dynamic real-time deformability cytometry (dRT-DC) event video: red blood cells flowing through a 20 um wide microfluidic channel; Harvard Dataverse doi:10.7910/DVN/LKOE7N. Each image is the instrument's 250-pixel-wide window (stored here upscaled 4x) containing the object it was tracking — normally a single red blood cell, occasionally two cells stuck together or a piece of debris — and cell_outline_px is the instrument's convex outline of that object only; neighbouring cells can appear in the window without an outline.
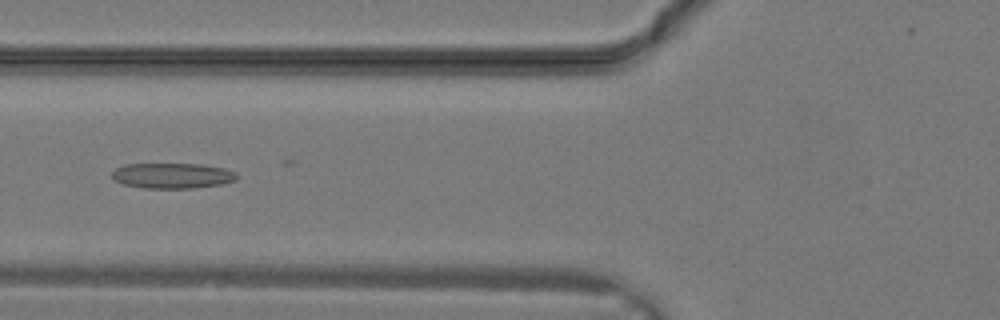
{"species": "common noctule bat (a hibernating species)", "species_latin": "Nyctalus noctula", "temperature_condition": "warm", "stored_images_in_passage": 22, "camera_frame_rate_fps": 3000, "um_per_image_px": 0.085, "animal": {"sex": "male", "body_mass_g": 19.2, "forearm_length_mm": 51.8}, "frame": {"image": 1, "passage_image": 13, "time_ms": 4.0, "image_size_px": [1000, 320], "cell_outline_px": [[236, 180], [220, 184], [196, 188], [144, 188], [124, 184], [116, 180], [112, 176], [112, 172], [116, 168], [124, 164], [204, 164], [224, 168], [236, 172]], "centroid_in_image_um": [14.66, 14.93], "position_along_channel_um": 111.1, "area_um2": 18.44}}
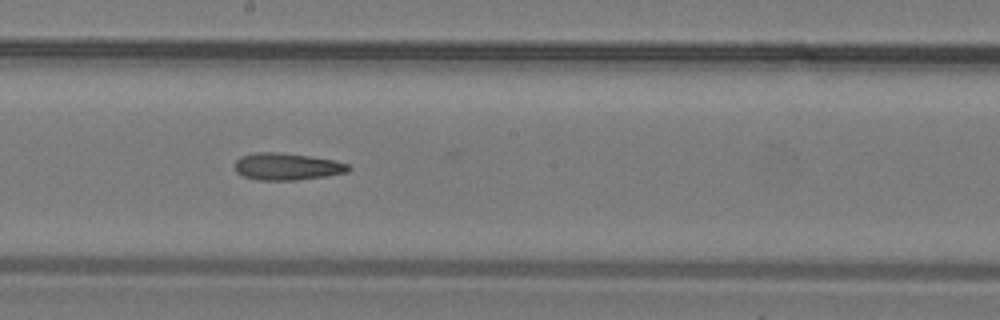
{"frame": {"image": 2, "passage_image": 18, "time_ms": 5.667, "image_size_px": [1000, 320], "cell_outline_px": [[352, 168], [348, 172], [328, 176], [296, 180], [260, 180], [244, 176], [236, 172], [236, 160], [240, 156], [252, 152], [280, 152], [312, 156], [332, 160], [348, 164]], "centroid_in_image_um": [24.41, 14.15], "position_along_channel_um": 223.8, "area_um2": 18.03}}
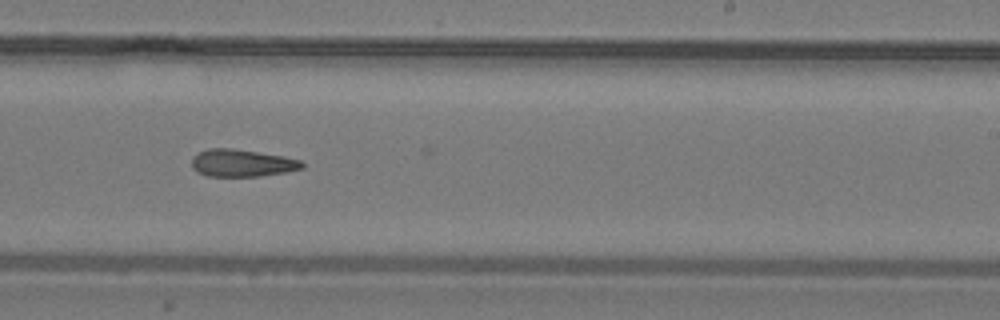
{"frame": {"image": 3, "passage_image": 20, "time_ms": 6.333, "image_size_px": [1000, 320], "cell_outline_px": [[304, 168], [288, 172], [260, 176], [208, 176], [196, 172], [192, 168], [192, 156], [208, 148], [232, 148], [284, 156], [300, 160], [304, 164]], "centroid_in_image_um": [20.57, 13.86], "position_along_channel_um": 268.4, "area_um2": 17.69}}